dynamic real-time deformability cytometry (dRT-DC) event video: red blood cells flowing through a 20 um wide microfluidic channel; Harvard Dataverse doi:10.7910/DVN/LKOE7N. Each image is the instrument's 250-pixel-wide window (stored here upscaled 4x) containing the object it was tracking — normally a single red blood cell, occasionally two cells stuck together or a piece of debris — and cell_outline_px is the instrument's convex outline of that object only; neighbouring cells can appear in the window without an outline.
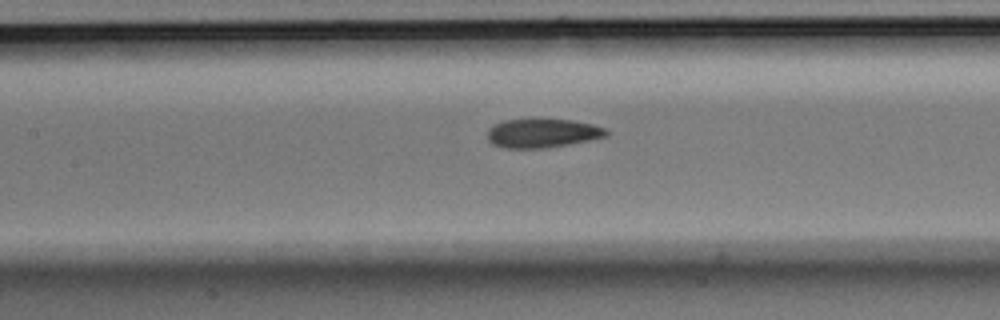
{"species": "Egyptian fruit bat (a non-hibernating species)", "species_latin": "Rousettus aegyptiacus", "temperature_condition": "room temperature", "stored_images_in_passage": 7, "camera_frame_rate_fps": 3000, "um_per_image_px": 0.085, "animal": {"sex": "male"}, "frame": {"image": 1, "passage_image": 7, "time_ms": 2.0, "image_size_px": [1000, 320], "cell_outline_px": [[608, 136], [568, 144], [544, 148], [508, 148], [492, 144], [488, 140], [488, 128], [492, 124], [504, 120], [532, 116], [572, 120], [592, 124], [604, 128], [608, 132]], "centroid_in_image_um": [46.05, 11.26], "position_along_channel_um": 161.3, "area_um2": 20.75}}